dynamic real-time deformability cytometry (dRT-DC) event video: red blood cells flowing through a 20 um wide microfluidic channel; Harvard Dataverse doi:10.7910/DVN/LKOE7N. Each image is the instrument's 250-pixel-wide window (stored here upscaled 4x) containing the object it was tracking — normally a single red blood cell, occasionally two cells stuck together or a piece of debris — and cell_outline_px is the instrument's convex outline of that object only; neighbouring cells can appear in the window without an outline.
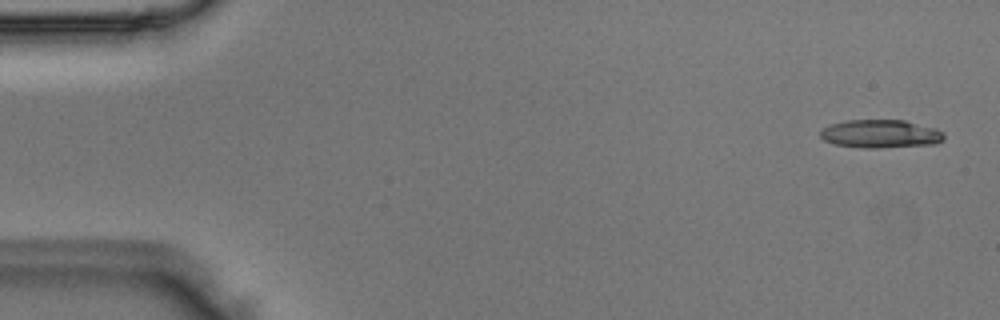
{"species": "Egyptian fruit bat (a non-hibernating species)", "species_latin": "Rousettus aegyptiacus", "temperature_condition": "room temperature", "stored_images_in_passage": 49, "camera_frame_rate_fps": 3000, "um_per_image_px": 0.085, "animal": {"sex": "male"}, "frame": {"image": 1, "passage_image": 2, "time_ms": 0.333, "image_size_px": [1000, 320], "cell_outline_px": [[944, 140], [936, 144], [876, 148], [860, 148], [836, 144], [824, 140], [820, 136], [820, 128], [844, 120], [904, 120], [936, 128], [944, 132]], "centroid_in_image_um": [74.85, 11.37], "position_along_channel_um": 10.1, "area_um2": 20.52}}
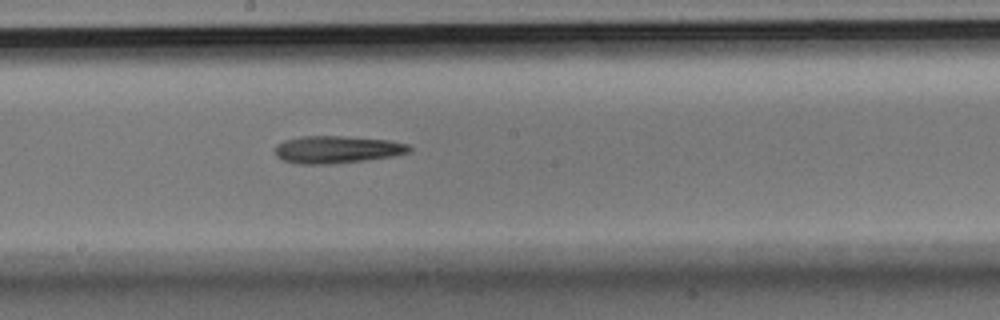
{"frame": {"image": 2, "passage_image": 27, "time_ms": 8.667, "image_size_px": [1000, 320], "cell_outline_px": [[412, 152], [392, 156], [364, 160], [332, 164], [296, 164], [284, 160], [276, 156], [276, 144], [284, 140], [300, 136], [344, 136], [388, 140], [408, 144], [412, 148]], "centroid_in_image_um": [28.64, 12.71], "position_along_channel_um": 219.6, "area_um2": 21.5}}
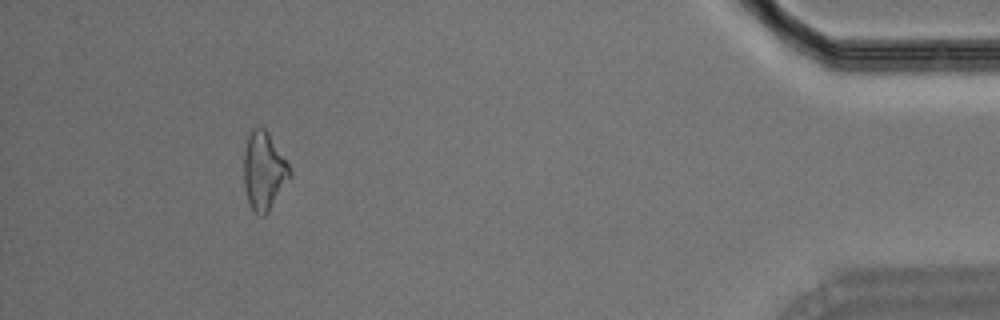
{"frame": {"image": 3, "passage_image": 46, "time_ms": 15.0, "image_size_px": [1000, 320], "cell_outline_px": [[292, 176], [268, 212], [264, 216], [260, 216], [252, 212], [244, 188], [244, 152], [248, 132], [252, 128], [264, 128], [268, 132], [288, 164], [292, 172]], "centroid_in_image_um": [22.42, 14.55], "position_along_channel_um": 412.8, "area_um2": 21.04}}